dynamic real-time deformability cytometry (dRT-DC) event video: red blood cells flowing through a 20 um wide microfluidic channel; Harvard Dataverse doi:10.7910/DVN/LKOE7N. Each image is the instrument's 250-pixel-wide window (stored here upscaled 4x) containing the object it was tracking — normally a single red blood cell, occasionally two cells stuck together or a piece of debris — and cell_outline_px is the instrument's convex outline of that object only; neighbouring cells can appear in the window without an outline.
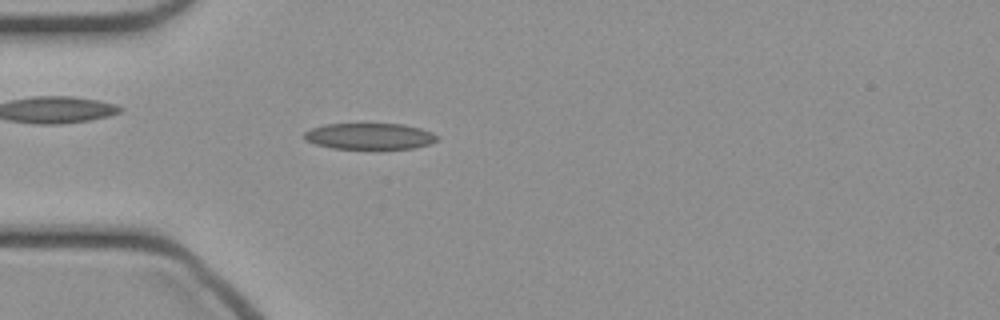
{"species": "common noctule bat (a hibernating species)", "species_latin": "Nyctalus noctula", "temperature_condition": "cold", "stored_images_in_passage": 33, "camera_frame_rate_fps": 3000, "um_per_image_px": 0.085, "animal": {"sex": "female", "body_mass_g": 21.9}, "frame": {"image": 1, "passage_image": 6, "time_ms": 1.667, "image_size_px": [1000, 320], "cell_outline_px": [[440, 136], [436, 140], [428, 144], [416, 148], [376, 152], [332, 148], [316, 144], [304, 140], [304, 132], [312, 128], [324, 124], [404, 124], [420, 128], [432, 132]], "centroid_in_image_um": [31.44, 11.63], "position_along_channel_um": 53.6, "area_um2": 21.39}}
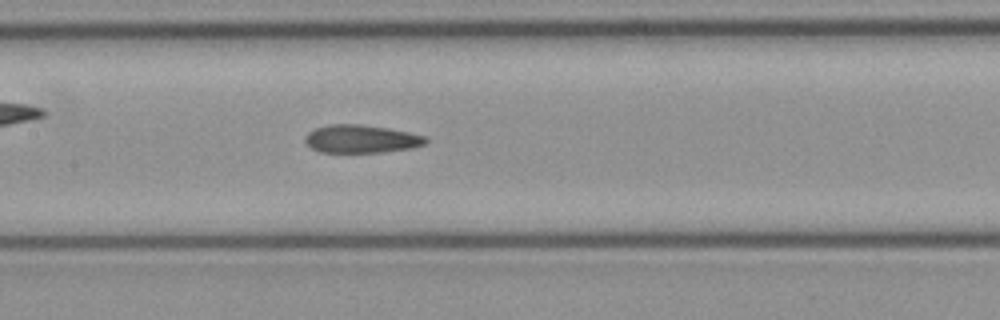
{"frame": {"image": 2, "passage_image": 15, "time_ms": 4.667, "image_size_px": [1000, 320], "cell_outline_px": [[428, 140], [424, 144], [412, 148], [380, 152], [320, 152], [312, 148], [304, 140], [304, 136], [308, 132], [316, 128], [328, 124], [360, 124], [388, 128], [428, 136]], "centroid_in_image_um": [30.71, 11.8], "position_along_channel_um": 176.7, "area_um2": 19.71}}
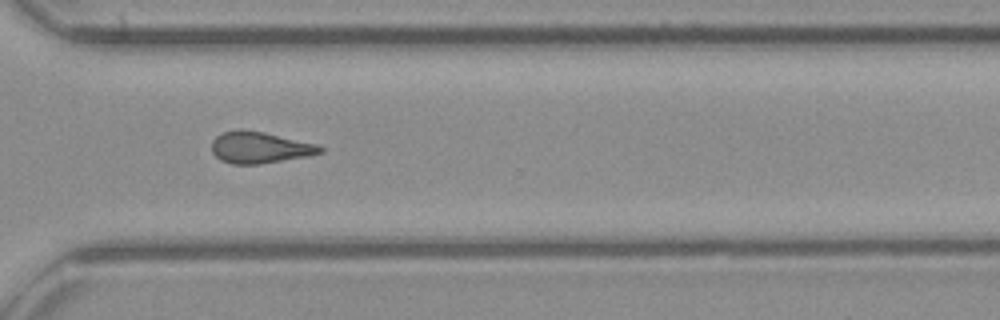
{"frame": {"image": 3, "passage_image": 27, "time_ms": 8.667, "image_size_px": [1000, 320], "cell_outline_px": [[324, 152], [308, 156], [260, 164], [232, 164], [220, 160], [212, 152], [212, 140], [216, 136], [224, 132], [240, 128], [264, 132], [316, 144], [324, 148]], "centroid_in_image_um": [22.06, 12.53], "position_along_channel_um": 348.5, "area_um2": 19.94}}